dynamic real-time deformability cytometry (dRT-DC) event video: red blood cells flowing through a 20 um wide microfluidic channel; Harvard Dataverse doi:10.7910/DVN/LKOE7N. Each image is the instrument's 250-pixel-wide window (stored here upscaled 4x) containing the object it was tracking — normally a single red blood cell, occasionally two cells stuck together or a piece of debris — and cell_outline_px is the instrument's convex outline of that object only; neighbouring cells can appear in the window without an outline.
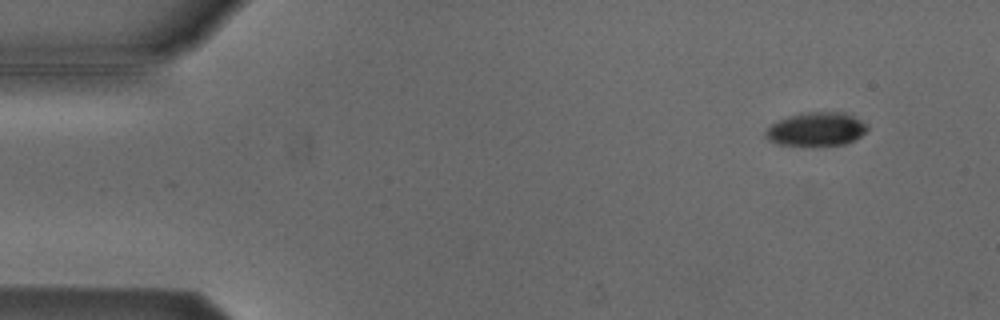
{"species": "Egyptian fruit bat (a non-hibernating species)", "species_latin": "Rousettus aegyptiacus", "temperature_condition": "cold", "stored_images_in_passage": 4, "camera_frame_rate_fps": 3000, "um_per_image_px": 0.085, "animal": {"sex": "male"}, "frame": {"image": 1, "passage_image": 1, "time_ms": 0.0, "image_size_px": [1000, 320], "cell_outline_px": [[868, 128], [860, 136], [844, 144], [812, 148], [776, 144], [768, 140], [764, 136], [764, 132], [776, 120], [788, 116], [804, 112], [844, 112], [868, 124]], "centroid_in_image_um": [69.33, 11.02], "position_along_channel_um": 15.7, "area_um2": 20.58}}